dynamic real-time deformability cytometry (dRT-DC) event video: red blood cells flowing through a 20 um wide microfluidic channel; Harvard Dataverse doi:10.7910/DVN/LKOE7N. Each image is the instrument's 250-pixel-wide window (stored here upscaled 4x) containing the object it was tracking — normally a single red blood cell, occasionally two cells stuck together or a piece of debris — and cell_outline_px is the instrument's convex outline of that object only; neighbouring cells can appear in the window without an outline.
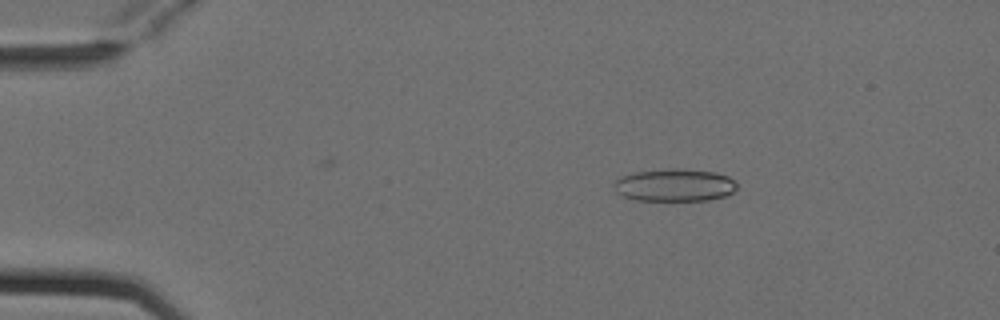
{"species": "Egyptian fruit bat (a non-hibernating species)", "species_latin": "Rousettus aegyptiacus", "temperature_condition": "cold", "stored_images_in_passage": 5, "camera_frame_rate_fps": 3000, "um_per_image_px": 0.085, "animal": {"sex": "female"}, "frame": {"image": 1, "passage_image": 2, "time_ms": 0.333, "image_size_px": [1000, 320], "cell_outline_px": [[736, 188], [732, 192], [724, 196], [708, 200], [636, 200], [624, 196], [616, 192], [612, 188], [612, 184], [620, 176], [636, 172], [672, 168], [680, 168], [716, 172], [728, 176], [736, 180]], "centroid_in_image_um": [57.32, 15.72], "position_along_channel_um": 27.7, "area_um2": 23.47}}